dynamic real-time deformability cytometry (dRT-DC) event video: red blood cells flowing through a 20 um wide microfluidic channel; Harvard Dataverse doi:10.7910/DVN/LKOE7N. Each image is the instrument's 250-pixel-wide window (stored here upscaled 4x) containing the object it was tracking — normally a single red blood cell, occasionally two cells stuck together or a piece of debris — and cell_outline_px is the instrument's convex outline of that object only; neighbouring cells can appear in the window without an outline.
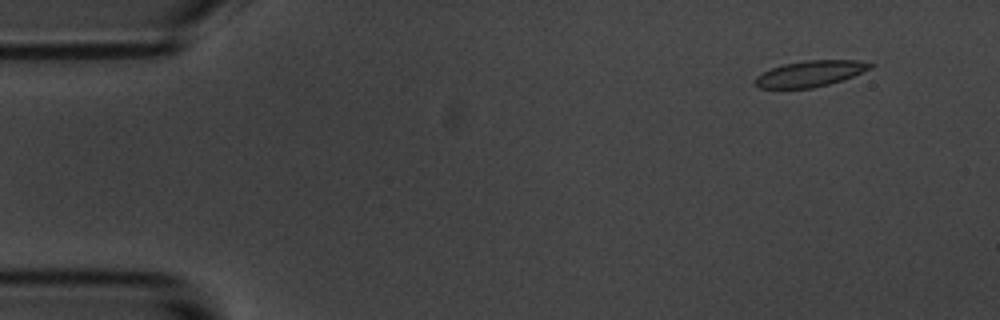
{"species": "common noctule bat (a hibernating species)", "species_latin": "Nyctalus noctula", "temperature_condition": "room temperature", "stored_images_in_passage": 11, "camera_frame_rate_fps": 3000, "um_per_image_px": 0.085, "animal": {"sex": "male", "body_mass_g": 20.1, "forearm_length_mm": 53.5}, "frame": {"image": 1, "passage_image": 2, "time_ms": 1.0, "image_size_px": [1000, 320], "cell_outline_px": [[876, 64], [872, 68], [852, 76], [828, 84], [812, 88], [760, 88], [756, 84], [756, 76], [772, 68], [784, 64], [804, 60], [856, 60]], "centroid_in_image_um": [68.89, 6.25], "position_along_channel_um": 16.1, "area_um2": 17.17}}
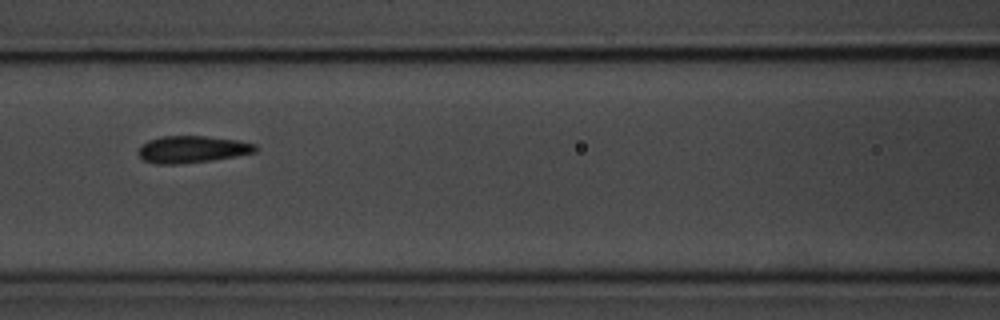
{"frame": {"image": 2, "passage_image": 7, "time_ms": 7.667, "image_size_px": [1000, 320], "cell_outline_px": [[256, 152], [212, 160], [180, 164], [156, 164], [144, 160], [136, 152], [148, 140], [160, 136], [204, 136], [240, 140], [256, 144]], "centroid_in_image_um": [16.33, 12.69], "position_along_channel_um": 150.3, "area_um2": 18.38}}
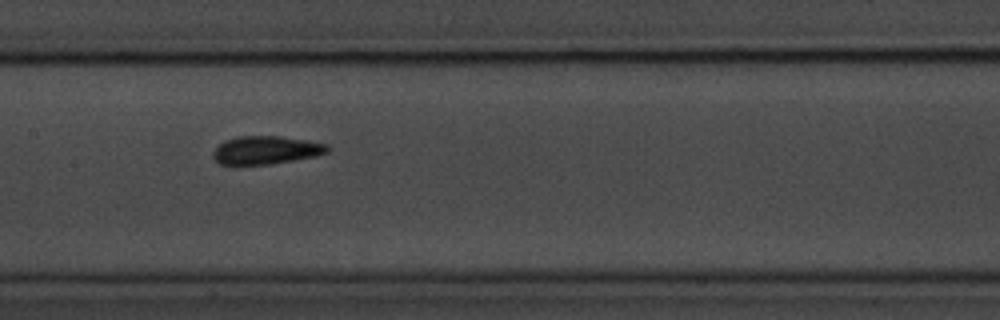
{"frame": {"image": 3, "passage_image": 8, "time_ms": 8.667, "image_size_px": [1000, 320], "cell_outline_px": [[332, 148], [328, 152], [316, 156], [268, 164], [220, 164], [212, 156], [212, 152], [224, 140], [236, 136], [280, 136], [308, 140], [328, 144]], "centroid_in_image_um": [22.64, 12.74], "position_along_channel_um": 184.8, "area_um2": 18.79}}